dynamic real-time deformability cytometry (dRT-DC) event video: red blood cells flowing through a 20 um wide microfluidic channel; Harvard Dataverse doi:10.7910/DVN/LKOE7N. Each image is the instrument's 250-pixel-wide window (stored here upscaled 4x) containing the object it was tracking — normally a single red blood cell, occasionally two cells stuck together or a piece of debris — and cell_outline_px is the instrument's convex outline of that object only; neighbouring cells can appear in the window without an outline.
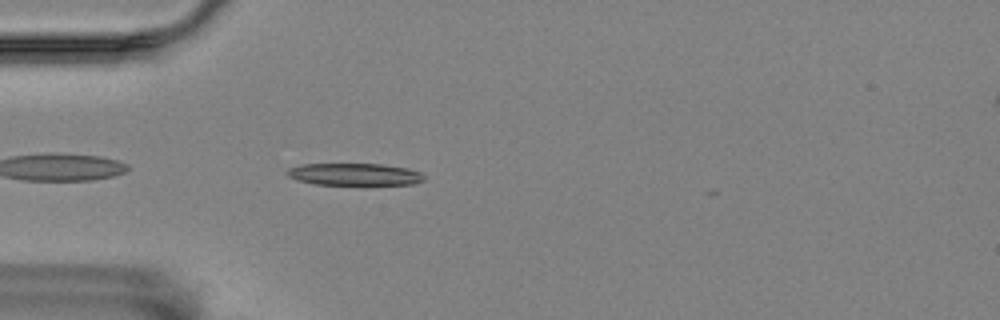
{"species": "Egyptian fruit bat (a non-hibernating species)", "species_latin": "Rousettus aegyptiacus", "temperature_condition": "room temperature", "stored_images_in_passage": 39, "camera_frame_rate_fps": 3000, "um_per_image_px": 0.085, "animal": {"sex": "female"}, "frame": {"image": 1, "passage_image": 2, "time_ms": 0.333, "image_size_px": [1000, 320], "cell_outline_px": [[424, 180], [416, 184], [316, 184], [296, 180], [288, 176], [284, 172], [288, 168], [300, 164], [380, 164], [408, 168], [420, 172], [424, 176]], "centroid_in_image_um": [30.1, 14.81], "position_along_channel_um": 54.9, "area_um2": 17.63}}
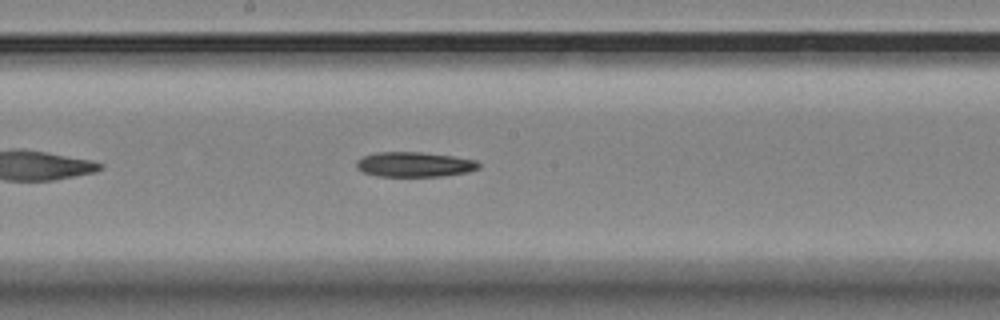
{"frame": {"image": 2, "passage_image": 16, "time_ms": 5.0, "image_size_px": [1000, 320], "cell_outline_px": [[480, 168], [468, 172], [444, 176], [376, 176], [364, 172], [356, 168], [356, 160], [364, 156], [376, 152], [420, 152], [452, 156], [476, 160], [480, 164]], "centroid_in_image_um": [35.23, 13.98], "position_along_channel_um": 213.0, "area_um2": 17.8}}
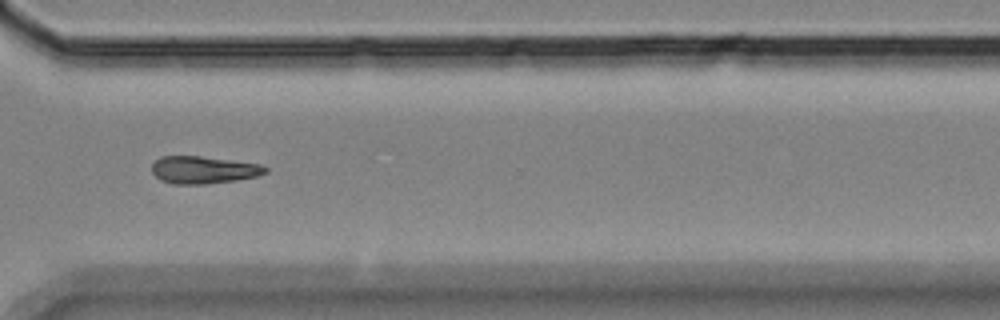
{"frame": {"image": 3, "passage_image": 28, "time_ms": 9.0, "image_size_px": [1000, 320], "cell_outline_px": [[268, 172], [256, 176], [236, 180], [204, 184], [172, 184], [160, 180], [152, 172], [152, 164], [160, 156], [200, 156], [260, 164], [268, 168]], "centroid_in_image_um": [17.28, 14.44], "position_along_channel_um": 353.3, "area_um2": 18.09}, "authors_computed_cell_mechanics": {"area_um2": 17.9758, "velocity_mm_per_s": 3.5063, "shape_relaxation_time_tau1_ms": 3.921, "shape_relaxation_time_tau2_ms": null, "deformation_change_tau1": 0.1351, "deformation_change_tau2": null}}